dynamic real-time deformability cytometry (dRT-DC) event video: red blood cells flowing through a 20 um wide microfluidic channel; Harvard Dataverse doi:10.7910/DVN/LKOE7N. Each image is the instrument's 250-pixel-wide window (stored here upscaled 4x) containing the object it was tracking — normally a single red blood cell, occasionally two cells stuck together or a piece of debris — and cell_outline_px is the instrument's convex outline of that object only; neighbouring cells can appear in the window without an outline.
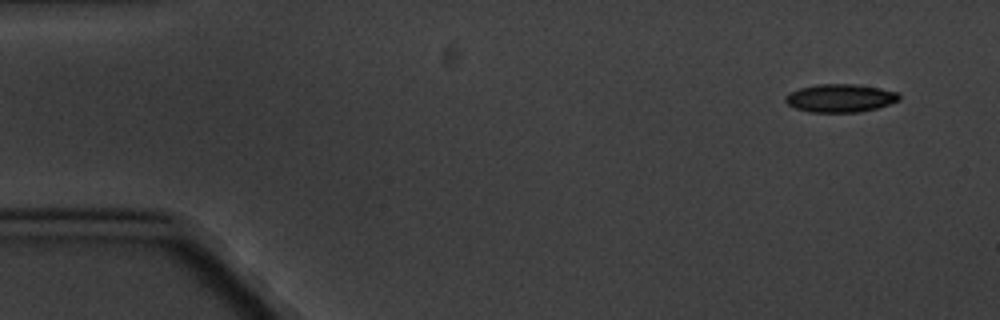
{"species": "common noctule bat (a hibernating species)", "species_latin": "Nyctalus noctula", "temperature_condition": "cold", "stored_images_in_passage": 7, "segment_of_instrument_passage": [2, 2], "camera_frame_rate_fps": 3000, "um_per_image_px": 0.085, "animal": {"sex": "male", "body_mass_g": 20.1, "forearm_length_mm": 53.5}, "frame": {"image": 1, "passage_image": 7, "time_ms": 7.0, "image_size_px": [1000, 320], "cell_outline_px": [[900, 100], [876, 108], [860, 112], [808, 112], [796, 108], [788, 104], [784, 100], [784, 96], [800, 88], [816, 84], [856, 84], [880, 88], [896, 92], [900, 96]], "centroid_in_image_um": [71.41, 8.34], "position_along_channel_um": 13.6, "area_um2": 18.55}}